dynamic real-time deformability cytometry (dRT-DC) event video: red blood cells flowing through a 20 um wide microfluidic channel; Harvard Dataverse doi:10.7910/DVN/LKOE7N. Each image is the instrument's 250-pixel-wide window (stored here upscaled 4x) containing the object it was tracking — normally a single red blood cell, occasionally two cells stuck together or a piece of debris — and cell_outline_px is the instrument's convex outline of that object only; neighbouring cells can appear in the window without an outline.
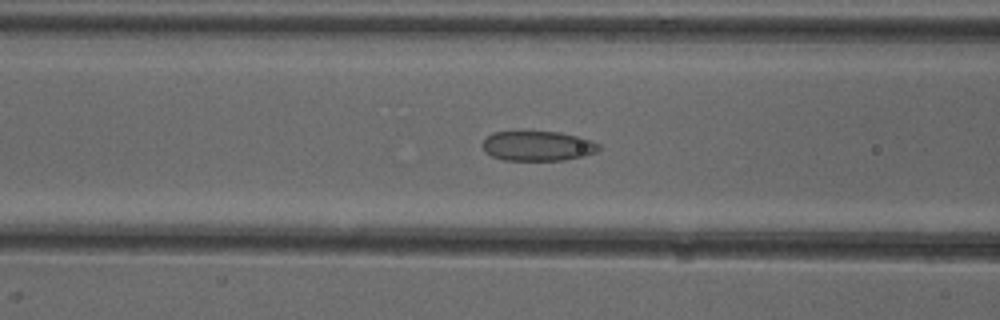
{"species": "common noctule bat (a hibernating species)", "species_latin": "Nyctalus noctula", "temperature_condition": "cold", "stored_images_in_passage": 38, "camera_frame_rate_fps": 3000, "um_per_image_px": 0.085, "animal": {"sex": "female"}, "frame": {"image": 1, "passage_image": 7, "time_ms": 2.0, "image_size_px": [1000, 320], "cell_outline_px": [[600, 148], [596, 152], [584, 156], [564, 160], [504, 160], [492, 156], [484, 152], [480, 144], [492, 132], [560, 132], [592, 140], [600, 144]], "centroid_in_image_um": [45.69, 12.41], "position_along_channel_um": 120.9, "area_um2": 20.29}}
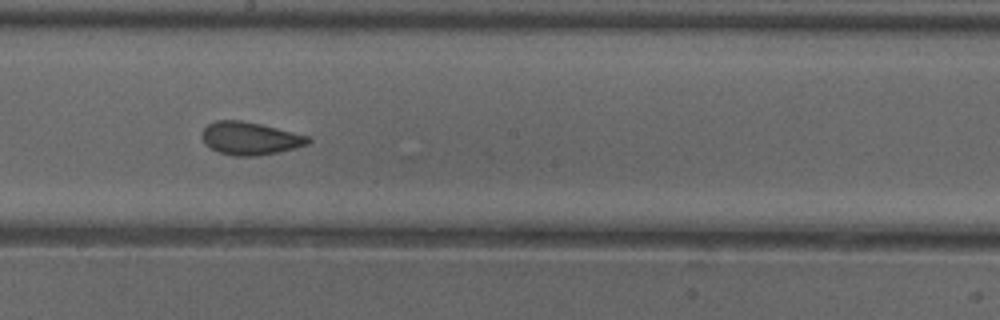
{"frame": {"image": 2, "passage_image": 15, "time_ms": 4.667, "image_size_px": [1000, 320], "cell_outline_px": [[312, 140], [308, 144], [296, 148], [280, 152], [256, 156], [236, 156], [220, 152], [204, 144], [200, 136], [200, 132], [208, 124], [216, 120], [240, 120], [260, 124], [308, 136]], "centroid_in_image_um": [21.23, 11.76], "position_along_channel_um": 227.0, "area_um2": 20.35}}
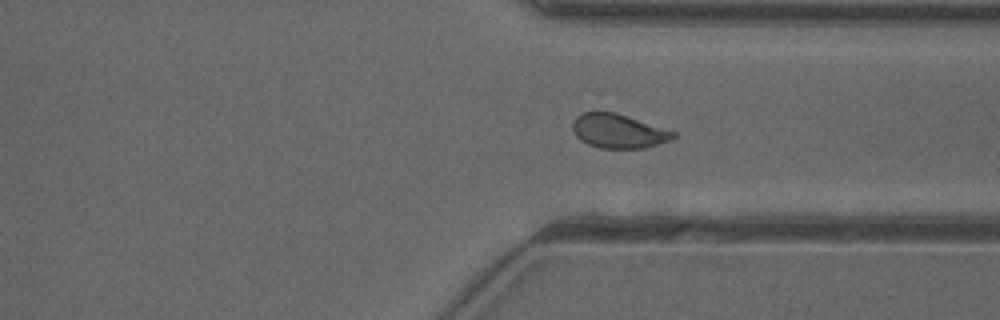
{"frame": {"image": 3, "passage_image": 25, "time_ms": 8.0, "image_size_px": [1000, 320], "cell_outline_px": [[676, 136], [672, 140], [644, 148], [600, 148], [588, 144], [580, 140], [576, 136], [572, 128], [572, 124], [576, 116], [580, 112], [616, 112], [676, 132]], "centroid_in_image_um": [52.56, 11.14], "position_along_channel_um": 358.8, "area_um2": 20.06}, "authors_computed_cell_mechanics": {"area_um2": 20.0566, "velocity_mm_per_s": 3.9692, "shape_relaxation_time_tau1_ms": 9.534, "shape_relaxation_time_tau2_ms": 1.4974, "deformation_change_tau1": 0.1542, "deformation_change_tau2": 0.0723}}